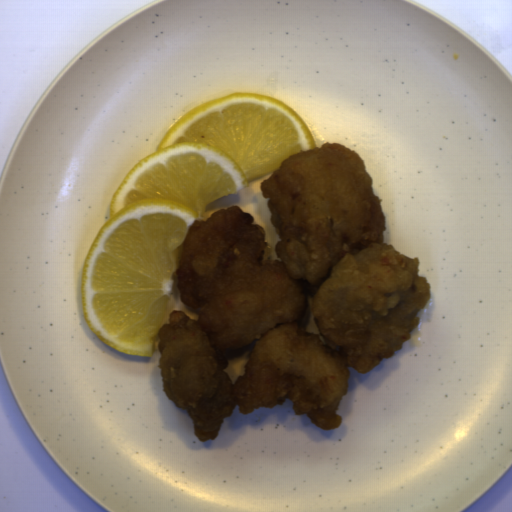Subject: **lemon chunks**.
<instances>
[{"mask_svg": "<svg viewBox=\"0 0 512 512\" xmlns=\"http://www.w3.org/2000/svg\"><path fill=\"white\" fill-rule=\"evenodd\" d=\"M316 147L299 113L270 95L232 92L182 114L111 198L82 270L87 327L122 353L152 357L190 226L214 199Z\"/></svg>", "mask_w": 512, "mask_h": 512, "instance_id": "lemon-chunks-1", "label": "lemon chunks"}]
</instances>
